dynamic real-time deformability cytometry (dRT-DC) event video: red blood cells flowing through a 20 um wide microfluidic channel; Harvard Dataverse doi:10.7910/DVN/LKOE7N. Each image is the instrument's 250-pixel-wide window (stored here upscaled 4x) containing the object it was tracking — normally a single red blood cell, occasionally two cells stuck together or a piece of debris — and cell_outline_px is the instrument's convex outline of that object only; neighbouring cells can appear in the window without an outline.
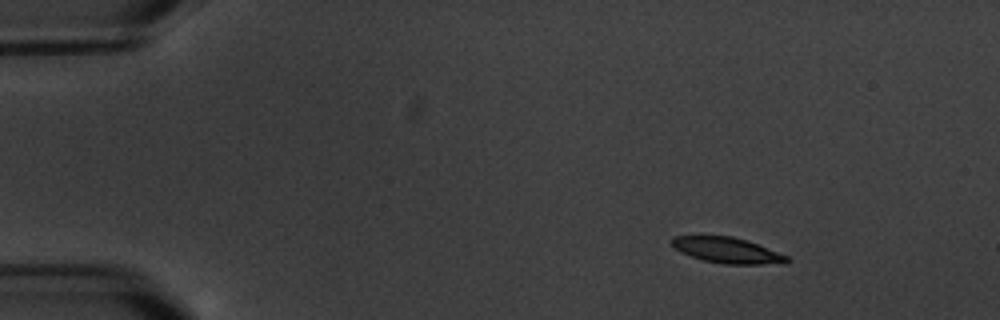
{"species": "common noctule bat (a hibernating species)", "species_latin": "Nyctalus noctula", "temperature_condition": "warm", "stored_images_in_passage": 3, "camera_frame_rate_fps": 3000, "um_per_image_px": 0.085, "animal": {"sex": "male", "body_mass_g": 20.1, "forearm_length_mm": 53.5}, "frame": {"image": 1, "passage_image": 1, "time_ms": 0.0, "image_size_px": [1000, 320], "cell_outline_px": [[792, 260], [784, 264], [724, 264], [704, 260], [680, 252], [672, 248], [668, 240], [672, 236], [700, 232], [732, 236], [748, 240], [788, 256]], "centroid_in_image_um": [61.69, 21.21], "position_along_channel_um": 23.3, "area_um2": 18.38}}
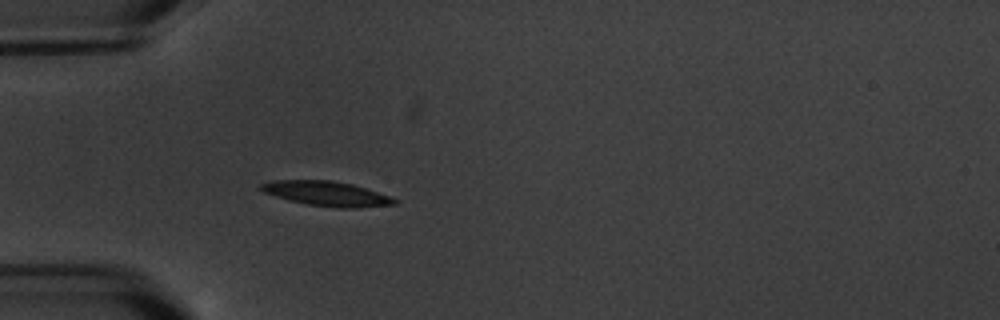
{"frame": {"image": 2, "passage_image": 3, "time_ms": 3.333, "image_size_px": [1000, 320], "cell_outline_px": [[400, 200], [396, 204], [356, 208], [340, 208], [308, 204], [288, 200], [264, 192], [260, 188], [260, 184], [276, 180], [332, 180], [352, 184], [392, 196]], "centroid_in_image_um": [27.83, 16.46], "position_along_channel_um": 57.2, "area_um2": 19.19}}